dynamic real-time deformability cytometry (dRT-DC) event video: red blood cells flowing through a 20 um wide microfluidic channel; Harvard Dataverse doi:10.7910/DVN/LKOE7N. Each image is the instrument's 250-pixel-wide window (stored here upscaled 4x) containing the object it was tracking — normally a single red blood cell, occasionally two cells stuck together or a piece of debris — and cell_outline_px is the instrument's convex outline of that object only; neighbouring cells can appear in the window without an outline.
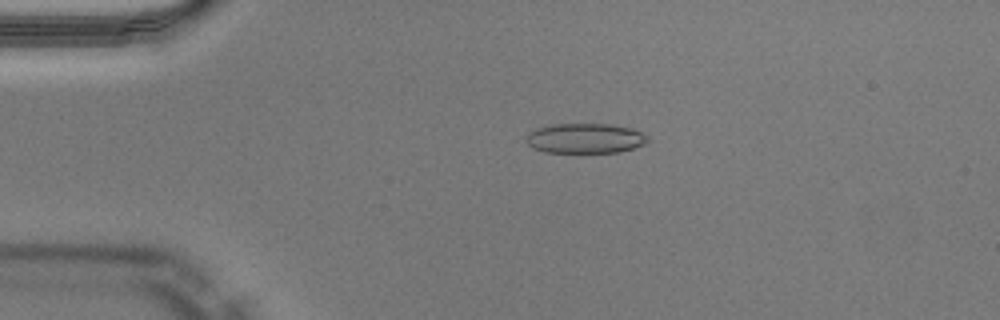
{"species": "Egyptian fruit bat (a non-hibernating species)", "species_latin": "Rousettus aegyptiacus", "temperature_condition": "warm", "stored_images_in_passage": 50, "camera_frame_rate_fps": 3000, "um_per_image_px": 0.085, "animal": {"sex": "male"}, "frame": {"image": 1, "passage_image": 11, "time_ms": 3.333, "image_size_px": [1000, 320], "cell_outline_px": [[648, 140], [644, 144], [620, 152], [544, 152], [532, 148], [524, 140], [524, 136], [528, 132], [536, 128], [552, 124], [612, 124], [632, 128], [648, 136]], "centroid_in_image_um": [49.68, 11.75], "position_along_channel_um": 35.3, "area_um2": 21.39}}
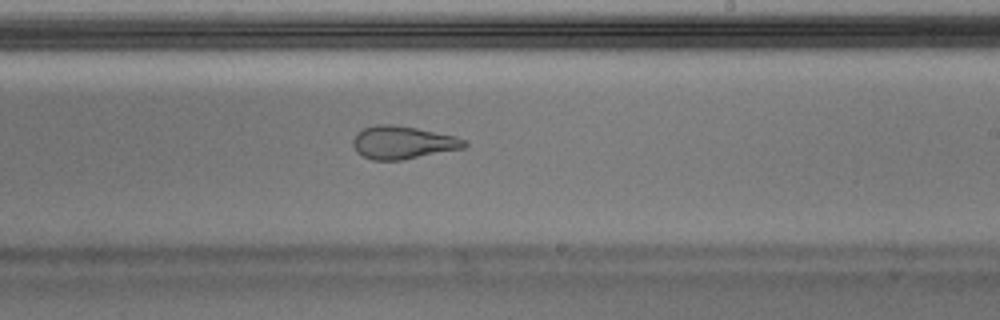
{"frame": {"image": 2, "passage_image": 30, "time_ms": 9.667, "image_size_px": [1000, 320], "cell_outline_px": [[468, 144], [464, 148], [400, 160], [372, 160], [356, 152], [352, 144], [352, 140], [364, 128], [376, 124], [388, 124], [416, 128], [456, 136], [464, 140]], "centroid_in_image_um": [34.23, 12.11], "position_along_channel_um": 254.8, "area_um2": 21.1}}
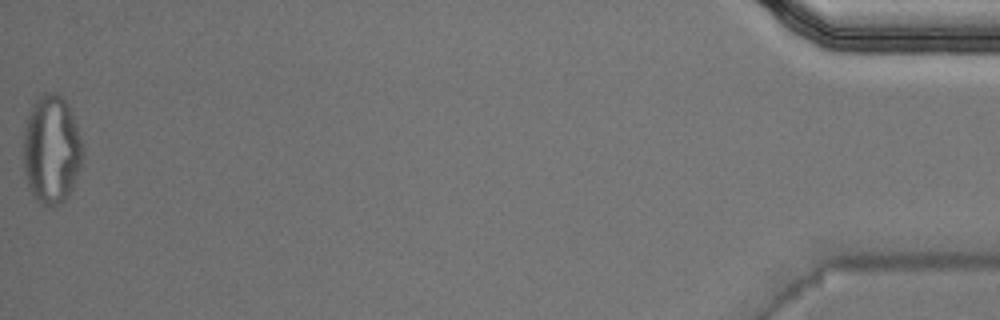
{"frame": {"image": 3, "passage_image": 50, "time_ms": 16.333, "image_size_px": [1000, 320], "cell_outline_px": [[84, 156], [80, 168], [72, 188], [68, 196], [64, 200], [52, 208], [48, 208], [40, 204], [36, 200], [28, 188], [24, 168], [24, 132], [28, 116], [32, 104], [44, 92], [56, 92], [68, 104], [84, 144]], "centroid_in_image_um": [4.39, 12.74], "position_along_channel_um": 430.8, "area_um2": 37.97}, "authors_computed_cell_mechanics": {"area_um2": 22.6287, "velocity_mm_per_s": 4.0714, "shape_relaxation_time_tau1_ms": null, "shape_relaxation_time_tau2_ms": 1.2327, "deformation_change_tau1": null, "deformation_change_tau2": 0.0815}}